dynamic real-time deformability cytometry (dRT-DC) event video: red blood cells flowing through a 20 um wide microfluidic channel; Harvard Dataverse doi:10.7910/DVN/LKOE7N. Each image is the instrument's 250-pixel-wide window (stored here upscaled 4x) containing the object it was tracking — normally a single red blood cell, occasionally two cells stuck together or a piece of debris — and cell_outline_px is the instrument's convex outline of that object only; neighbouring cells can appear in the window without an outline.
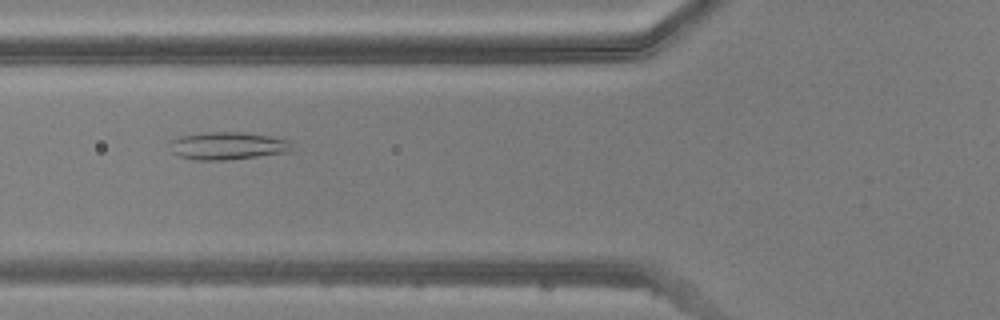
{"species": "common noctule bat (a hibernating species)", "species_latin": "Nyctalus noctula", "temperature_condition": "warm", "stored_images_in_passage": 50, "camera_frame_rate_fps": 3000, "um_per_image_px": 0.085, "animal": {"sex": "male", "body_mass_g": 20.5, "forearm_length_mm": 52.5}, "frame": {"image": 1, "passage_image": 19, "time_ms": 6.0, "image_size_px": [1000, 320], "cell_outline_px": [[292, 148], [288, 152], [228, 160], [196, 160], [180, 156], [172, 152], [172, 140], [180, 136], [204, 132], [240, 132], [268, 136], [292, 140]], "centroid_in_image_um": [19.39, 12.39], "position_along_channel_um": 106.4, "area_um2": 19.54}}
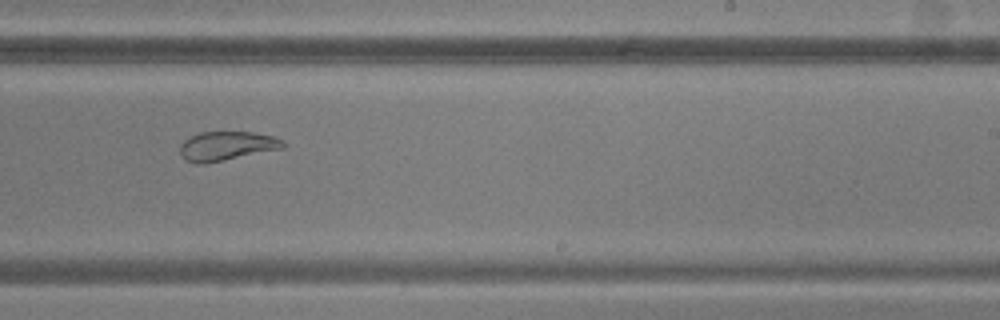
{"frame": {"image": 2, "passage_image": 31, "time_ms": 10.0, "image_size_px": [1000, 320], "cell_outline_px": [[284, 148], [204, 164], [196, 164], [188, 160], [180, 152], [180, 144], [188, 136], [200, 132], [252, 132], [272, 136], [284, 140]], "centroid_in_image_um": [19.26, 12.4], "position_along_channel_um": 269.7, "area_um2": 17.4}}
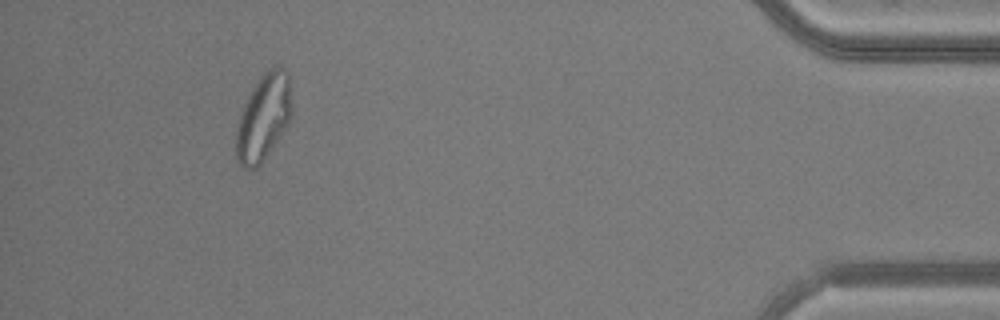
{"frame": {"image": 3, "passage_image": 46, "time_ms": 15.0, "image_size_px": [1000, 320], "cell_outline_px": [[292, 112], [288, 124], [264, 160], [256, 168], [244, 168], [236, 160], [236, 128], [244, 104], [256, 80], [268, 68], [284, 68], [288, 76], [292, 104]], "centroid_in_image_um": [22.39, 9.99], "position_along_channel_um": 412.8, "area_um2": 27.92}}